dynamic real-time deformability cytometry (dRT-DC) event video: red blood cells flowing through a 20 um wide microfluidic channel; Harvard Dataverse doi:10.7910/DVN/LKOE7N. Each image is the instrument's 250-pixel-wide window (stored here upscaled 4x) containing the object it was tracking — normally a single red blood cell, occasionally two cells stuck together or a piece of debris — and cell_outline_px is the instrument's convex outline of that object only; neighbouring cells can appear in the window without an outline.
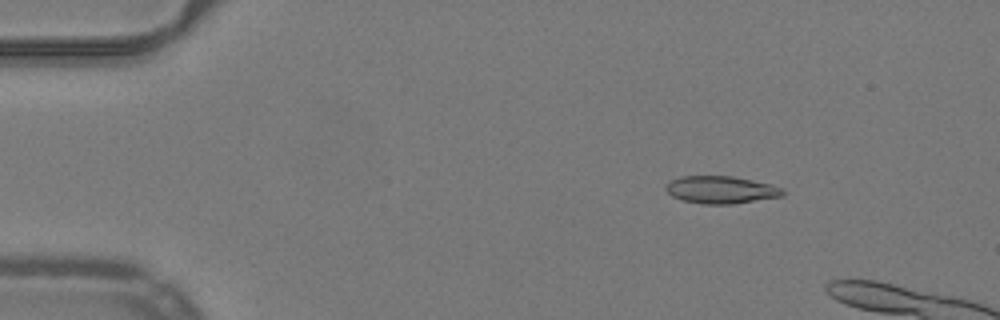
{"species": "common noctule bat (a hibernating species)", "species_latin": "Nyctalus noctula", "temperature_condition": "warm", "stored_images_in_passage": 14, "camera_frame_rate_fps": 3000, "um_per_image_px": 0.085, "animal": {"sex": "male", "body_mass_g": 19.2, "forearm_length_mm": 51.8}, "frame": {"image": 1, "passage_image": 8, "time_ms": 2.333, "image_size_px": [1000, 320], "cell_outline_px": [[784, 196], [732, 204], [704, 204], [684, 200], [672, 196], [664, 188], [672, 180], [680, 176], [732, 176], [772, 184], [784, 188]], "centroid_in_image_um": [61.33, 16.13], "position_along_channel_um": 23.7, "area_um2": 18.67}}